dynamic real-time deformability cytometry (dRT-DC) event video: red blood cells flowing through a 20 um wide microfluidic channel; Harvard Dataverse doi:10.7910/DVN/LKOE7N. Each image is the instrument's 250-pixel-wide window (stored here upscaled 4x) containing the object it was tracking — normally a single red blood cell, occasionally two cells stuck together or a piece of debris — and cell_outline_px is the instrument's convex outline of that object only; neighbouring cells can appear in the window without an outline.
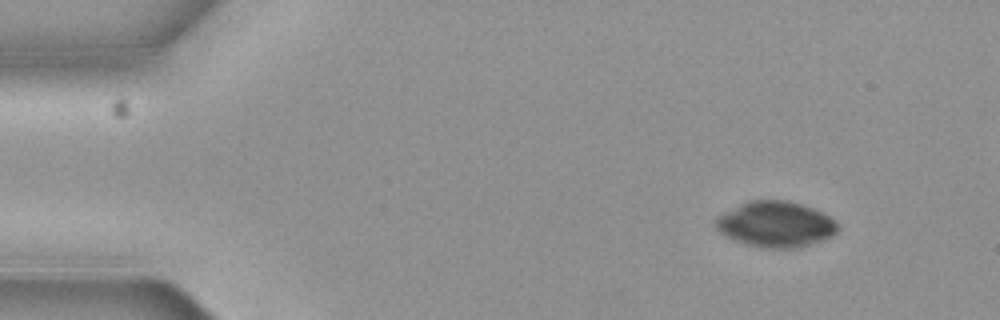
{"species": "common noctule bat (a hibernating species)", "species_latin": "Nyctalus noctula", "temperature_condition": "cold", "stored_images_in_passage": 5, "camera_frame_rate_fps": 3000, "um_per_image_px": 0.085, "animal": {"sex": "female", "body_mass_g": 19.3, "forearm_length_mm": 54.1}, "frame": {"image": 1, "passage_image": 1, "time_ms": 0.0, "image_size_px": [1000, 320], "cell_outline_px": [[840, 228], [832, 236], [796, 248], [772, 248], [748, 244], [736, 240], [720, 232], [716, 228], [716, 216], [748, 200], [788, 200], [812, 208], [836, 220], [840, 224]], "centroid_in_image_um": [65.95, 19.04], "position_along_channel_um": 19.0, "area_um2": 32.14}}